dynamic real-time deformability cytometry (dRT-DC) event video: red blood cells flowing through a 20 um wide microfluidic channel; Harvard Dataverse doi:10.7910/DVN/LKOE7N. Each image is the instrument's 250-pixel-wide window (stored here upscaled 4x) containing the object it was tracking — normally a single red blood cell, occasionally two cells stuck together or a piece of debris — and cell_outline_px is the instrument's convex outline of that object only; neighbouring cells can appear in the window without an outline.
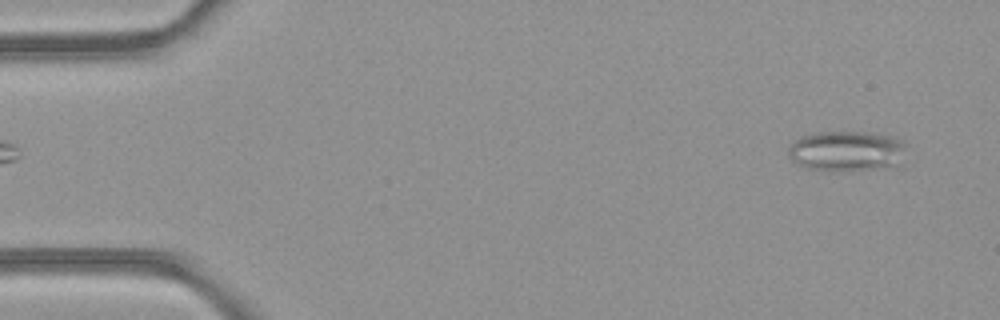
{"species": "common noctule bat (a hibernating species)", "species_latin": "Nyctalus noctula", "temperature_condition": "room temperature", "stored_images_in_passage": 49, "camera_frame_rate_fps": 3000, "um_per_image_px": 0.085, "animal": {"sex": "female", "body_mass_g": 21.9}, "frame": {"image": 1, "passage_image": 3, "time_ms": 0.667, "image_size_px": [1000, 320], "cell_outline_px": [[904, 144], [900, 168], [832, 172], [808, 168], [792, 160], [788, 156], [788, 148], [800, 136], [820, 132], [868, 132], [892, 136], [904, 140]], "centroid_in_image_um": [72.02, 12.87], "position_along_channel_um": 13.0, "area_um2": 28.38}}
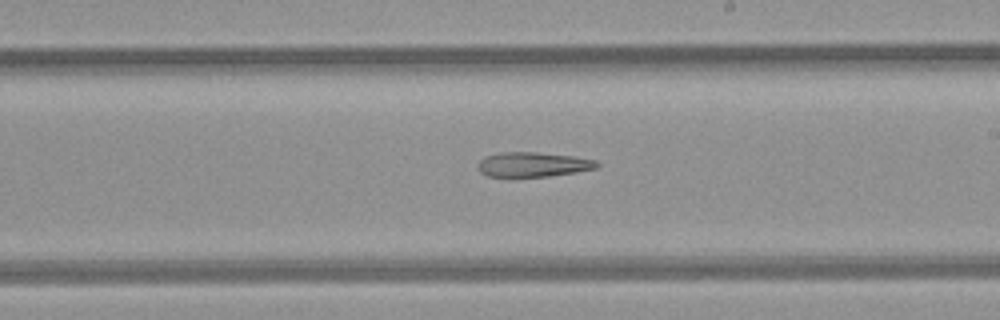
{"frame": {"image": 2, "passage_image": 28, "time_ms": 9.0, "image_size_px": [1000, 320], "cell_outline_px": [[600, 164], [596, 168], [576, 172], [548, 176], [516, 180], [512, 180], [488, 176], [480, 172], [476, 164], [484, 156], [500, 152], [536, 152], [572, 156], [596, 160]], "centroid_in_image_um": [45.21, 14.03], "position_along_channel_um": 243.8, "area_um2": 17.98}}
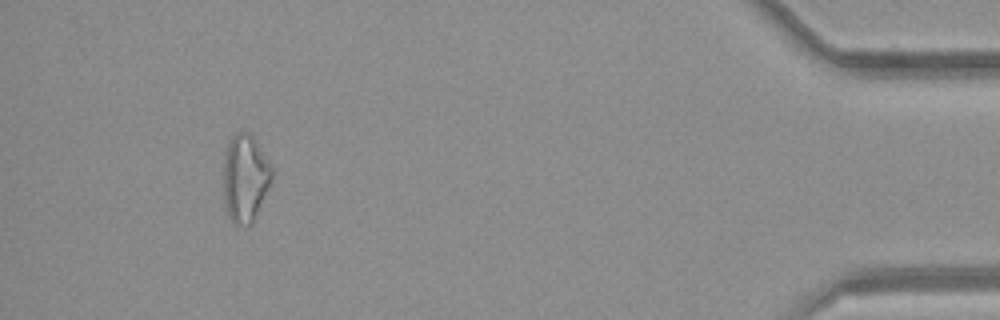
{"frame": {"image": 3, "passage_image": 45, "time_ms": 14.667, "image_size_px": [1000, 320], "cell_outline_px": [[272, 176], [268, 188], [252, 224], [236, 224], [228, 216], [224, 200], [224, 164], [228, 144], [232, 136], [236, 132], [248, 132], [252, 136], [272, 168]], "centroid_in_image_um": [20.83, 15.15], "position_along_channel_um": 414.4, "area_um2": 24.04}}